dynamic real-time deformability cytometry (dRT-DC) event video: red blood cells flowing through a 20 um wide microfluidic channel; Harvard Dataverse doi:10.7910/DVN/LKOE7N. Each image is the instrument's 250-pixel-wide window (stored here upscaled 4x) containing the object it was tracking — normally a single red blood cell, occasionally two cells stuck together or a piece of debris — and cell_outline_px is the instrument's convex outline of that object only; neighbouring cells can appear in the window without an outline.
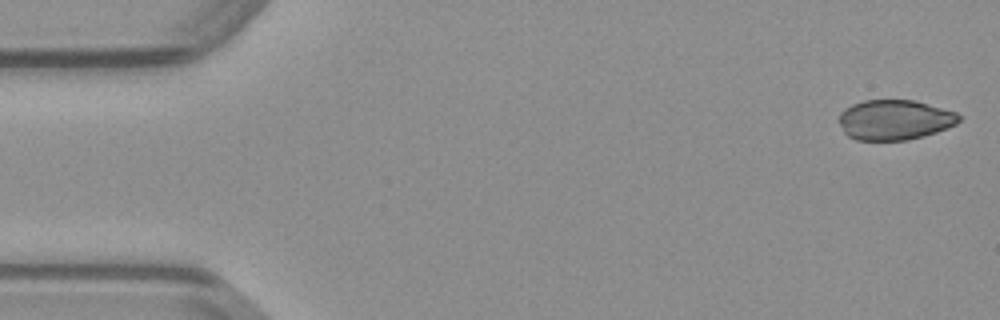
{"species": "common noctule bat (a hibernating species)", "species_latin": "Nyctalus noctula", "temperature_condition": "warm", "stored_images_in_passage": 48, "camera_frame_rate_fps": 3000, "um_per_image_px": 0.085, "animal": {"sex": "male", "body_mass_g": 23.1, "forearm_length_mm": 52.7}, "frame": {"image": 1, "passage_image": 1, "time_ms": 0.0, "image_size_px": [1000, 320], "cell_outline_px": [[964, 116], [956, 124], [936, 132], [924, 136], [908, 140], [856, 140], [848, 136], [844, 132], [836, 120], [840, 112], [844, 108], [852, 104], [864, 100], [916, 100], [956, 112]], "centroid_in_image_um": [76.03, 10.18], "position_along_channel_um": 9.0, "area_um2": 28.44}}
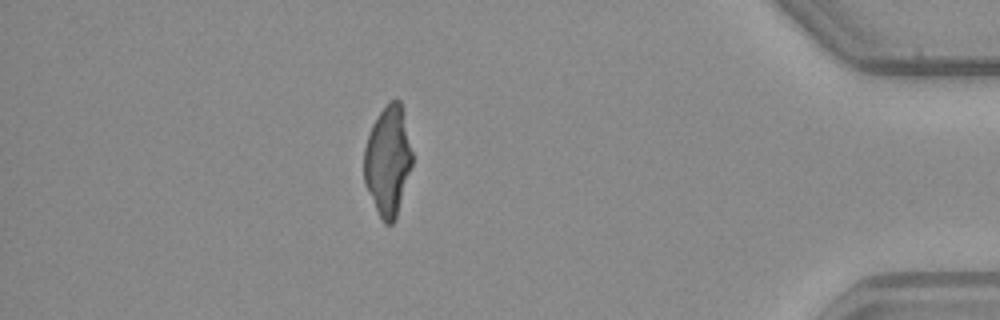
{"frame": {"image": 2, "passage_image": 42, "time_ms": 13.667, "image_size_px": [1000, 320], "cell_outline_px": [[412, 164], [396, 220], [392, 224], [384, 224], [364, 184], [364, 148], [372, 124], [388, 100], [400, 100], [412, 152]], "centroid_in_image_um": [32.96, 13.68], "position_along_channel_um": 402.2, "area_um2": 30.63}}